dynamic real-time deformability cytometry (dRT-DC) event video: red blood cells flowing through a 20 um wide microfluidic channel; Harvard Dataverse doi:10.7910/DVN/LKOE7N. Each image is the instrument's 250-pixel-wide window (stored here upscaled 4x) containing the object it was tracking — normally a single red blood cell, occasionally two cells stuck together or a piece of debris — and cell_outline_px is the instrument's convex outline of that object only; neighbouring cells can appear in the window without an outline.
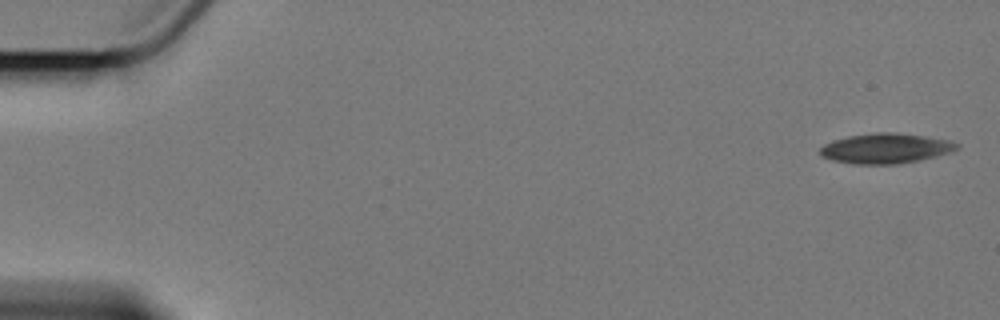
{"species": "Egyptian fruit bat (a non-hibernating species)", "species_latin": "Rousettus aegyptiacus", "temperature_condition": "cold", "stored_images_in_passage": 6, "camera_frame_rate_fps": 3000, "um_per_image_px": 0.085, "animal": {"sex": "female"}, "frame": {"image": 1, "passage_image": 1, "time_ms": 0.0, "image_size_px": [1000, 320], "cell_outline_px": [[960, 148], [936, 156], [920, 160], [900, 164], [852, 164], [832, 160], [820, 156], [820, 148], [824, 144], [832, 140], [848, 136], [876, 132], [896, 132], [924, 136], [948, 140], [960, 144]], "centroid_in_image_um": [75.26, 12.61], "position_along_channel_um": 9.7, "area_um2": 24.1}}